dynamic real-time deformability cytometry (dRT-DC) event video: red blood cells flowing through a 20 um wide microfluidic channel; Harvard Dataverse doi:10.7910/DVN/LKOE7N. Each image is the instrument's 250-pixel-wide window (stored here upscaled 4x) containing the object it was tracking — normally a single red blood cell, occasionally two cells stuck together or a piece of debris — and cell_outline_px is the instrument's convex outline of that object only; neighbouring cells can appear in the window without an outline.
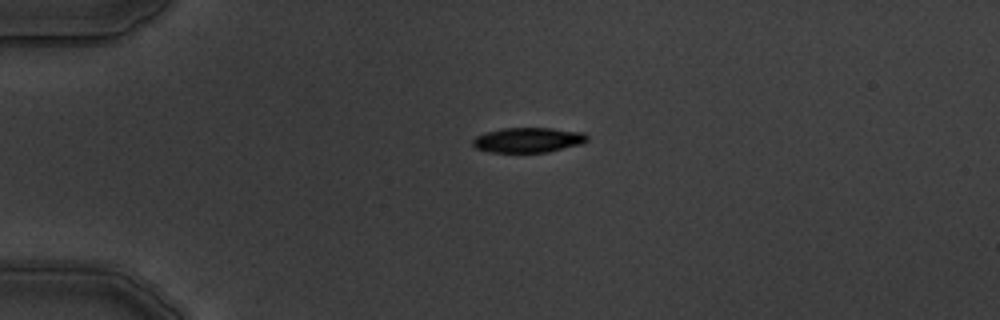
{"species": "common noctule bat (a hibernating species)", "species_latin": "Nyctalus noctula", "temperature_condition": "warm", "stored_images_in_passage": 2, "camera_frame_rate_fps": 3000, "um_per_image_px": 0.085, "animal": {"sex": "male", "body_mass_g": 19.5, "forearm_length_mm": 54.6}, "frame": {"image": 1, "passage_image": 1, "time_ms": 0.0, "image_size_px": [1000, 320], "cell_outline_px": [[588, 140], [580, 144], [548, 152], [488, 152], [476, 148], [472, 144], [472, 140], [476, 136], [484, 132], [504, 128], [552, 128], [584, 132], [588, 136]], "centroid_in_image_um": [44.88, 11.89], "position_along_channel_um": 40.1, "area_um2": 16.7}}